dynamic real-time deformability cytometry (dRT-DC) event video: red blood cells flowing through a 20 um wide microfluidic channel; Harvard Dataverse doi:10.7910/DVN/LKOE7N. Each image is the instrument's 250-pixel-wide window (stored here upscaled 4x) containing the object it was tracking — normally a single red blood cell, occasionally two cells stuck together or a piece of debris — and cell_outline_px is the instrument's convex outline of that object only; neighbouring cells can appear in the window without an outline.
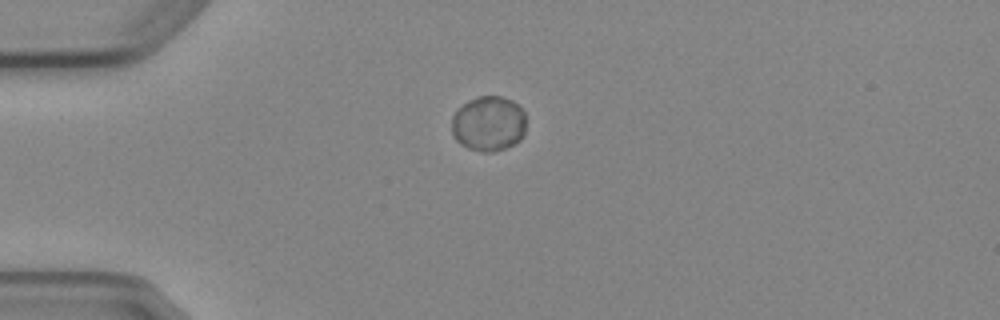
{"species": "Egyptian fruit bat (a non-hibernating species)", "species_latin": "Rousettus aegyptiacus", "temperature_condition": "cold", "stored_images_in_passage": 5, "camera_frame_rate_fps": 3000, "um_per_image_px": 0.085, "animal": {"sex": "female"}, "frame": {"image": 1, "passage_image": 1, "time_ms": 0.0, "image_size_px": [1000, 320], "cell_outline_px": [[524, 132], [520, 140], [504, 148], [492, 152], [484, 152], [468, 148], [460, 144], [456, 140], [452, 132], [452, 116], [456, 108], [468, 100], [476, 96], [500, 96], [512, 100], [524, 112]], "centroid_in_image_um": [41.48, 10.49], "position_along_channel_um": 43.5, "area_um2": 23.93}}
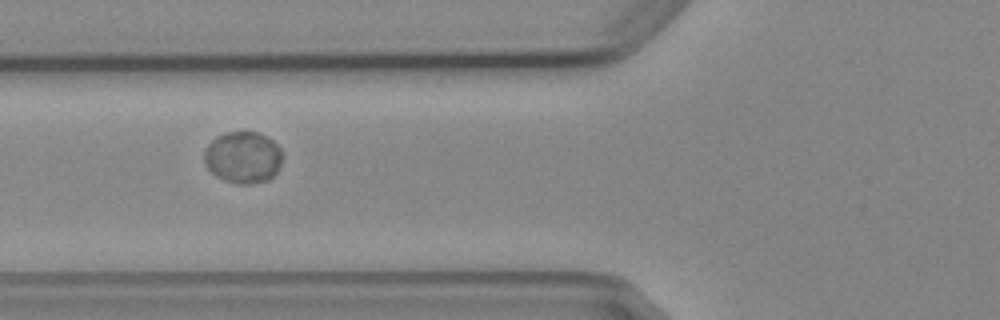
{"frame": {"image": 2, "passage_image": 3, "time_ms": 2.333, "image_size_px": [1000, 320], "cell_outline_px": [[284, 156], [280, 168], [268, 180], [248, 184], [236, 184], [224, 180], [216, 176], [204, 164], [204, 152], [208, 144], [216, 136], [228, 132], [256, 132], [272, 140], [284, 152]], "centroid_in_image_um": [20.67, 13.38], "position_along_channel_um": 105.1, "area_um2": 23.76}}